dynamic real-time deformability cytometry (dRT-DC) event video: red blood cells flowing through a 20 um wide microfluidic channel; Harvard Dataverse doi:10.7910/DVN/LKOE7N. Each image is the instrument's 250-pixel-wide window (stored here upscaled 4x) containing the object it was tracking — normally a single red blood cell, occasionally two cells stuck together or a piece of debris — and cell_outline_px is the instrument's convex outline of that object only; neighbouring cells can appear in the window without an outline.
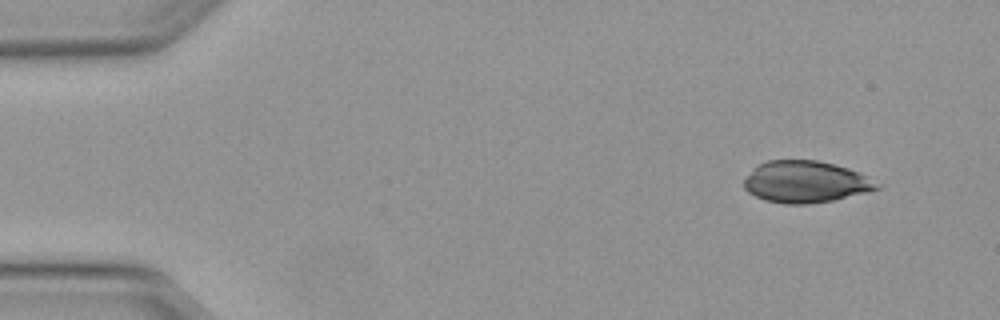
{"species": "Egyptian fruit bat (a non-hibernating species)", "species_latin": "Rousettus aegyptiacus", "temperature_condition": "warm", "stored_images_in_passage": 46, "camera_frame_rate_fps": 3000, "um_per_image_px": 0.085, "animal": {"sex": "female"}, "frame": {"image": 1, "passage_image": 1, "time_ms": 0.0, "image_size_px": [1000, 320], "cell_outline_px": [[880, 188], [868, 192], [832, 200], [808, 204], [784, 204], [764, 200], [748, 192], [744, 188], [744, 180], [760, 164], [768, 160], [816, 160], [848, 168], [860, 172], [868, 176]], "centroid_in_image_um": [68.48, 15.46], "position_along_channel_um": 16.5, "area_um2": 31.96}}
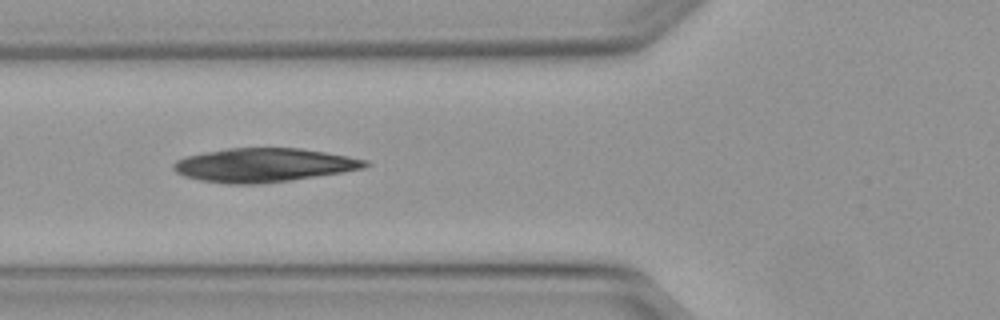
{"frame": {"image": 2, "passage_image": 15, "time_ms": 4.667, "image_size_px": [1000, 320], "cell_outline_px": [[372, 164], [364, 168], [340, 172], [288, 180], [260, 184], [228, 184], [200, 180], [184, 176], [176, 172], [172, 168], [172, 164], [176, 160], [184, 156], [204, 152], [228, 148], [300, 148], [348, 156], [368, 160]], "centroid_in_image_um": [22.38, 14.02], "position_along_channel_um": 103.4, "area_um2": 37.63}}
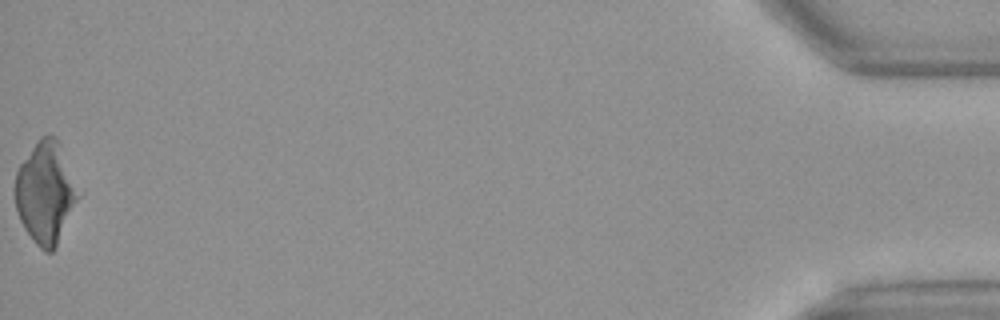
{"frame": {"image": 3, "passage_image": 46, "time_ms": 15.0, "image_size_px": [1000, 320], "cell_outline_px": [[80, 196], [52, 252], [44, 252], [36, 244], [24, 228], [20, 220], [16, 208], [16, 172], [20, 164], [40, 136], [56, 136], [60, 144]], "centroid_in_image_um": [3.85, 16.37], "position_along_channel_um": 431.3, "area_um2": 36.47}}